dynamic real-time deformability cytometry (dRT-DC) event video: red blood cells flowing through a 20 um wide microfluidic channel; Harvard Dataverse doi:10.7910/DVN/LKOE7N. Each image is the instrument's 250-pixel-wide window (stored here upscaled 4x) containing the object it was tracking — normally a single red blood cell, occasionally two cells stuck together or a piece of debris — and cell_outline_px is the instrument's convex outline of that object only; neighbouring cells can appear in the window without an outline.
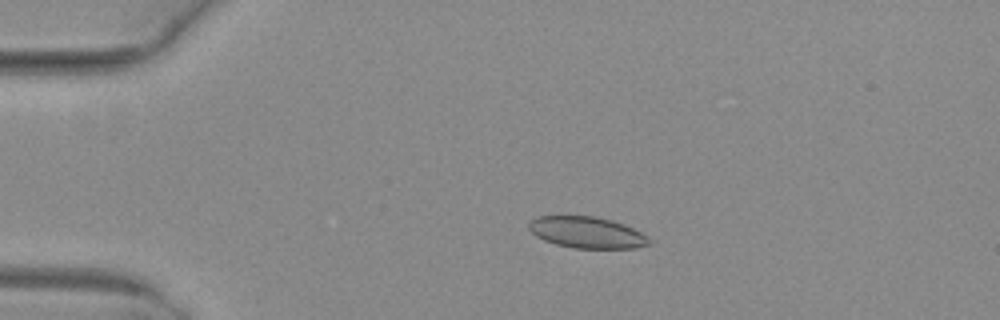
{"species": "common noctule bat (a hibernating species)", "species_latin": "Nyctalus noctula", "temperature_condition": "warm", "stored_images_in_passage": 17, "camera_frame_rate_fps": 3000, "um_per_image_px": 0.085, "animal": {"sex": "female", "body_mass_g": 29.2, "forearm_length_mm": 56.3}, "frame": {"image": 1, "passage_image": 12, "time_ms": 3.667, "image_size_px": [1000, 320], "cell_outline_px": [[652, 244], [636, 248], [572, 248], [556, 244], [544, 240], [536, 236], [528, 228], [528, 220], [536, 216], [596, 216], [612, 220], [624, 224], [648, 236], [652, 240]], "centroid_in_image_um": [49.89, 19.75], "position_along_channel_um": 35.1, "area_um2": 22.25}}